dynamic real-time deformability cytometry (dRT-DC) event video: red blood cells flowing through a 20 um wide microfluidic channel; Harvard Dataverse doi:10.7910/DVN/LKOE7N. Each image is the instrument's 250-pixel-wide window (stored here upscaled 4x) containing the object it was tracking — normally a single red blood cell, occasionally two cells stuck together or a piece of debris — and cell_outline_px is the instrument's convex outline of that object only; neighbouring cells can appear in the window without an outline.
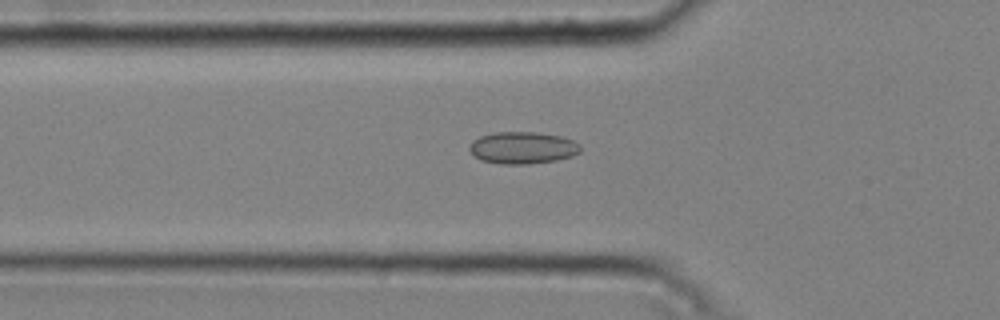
{"species": "common noctule bat (a hibernating species)", "species_latin": "Nyctalus noctula", "temperature_condition": "cold", "stored_images_in_passage": 48, "camera_frame_rate_fps": 3000, "um_per_image_px": 0.085, "animal": {"sex": "male", "body_mass_g": 20.4}, "frame": {"image": 1, "passage_image": 17, "time_ms": 5.333, "image_size_px": [1000, 320], "cell_outline_px": [[580, 152], [572, 156], [556, 160], [528, 164], [500, 164], [480, 160], [468, 148], [472, 140], [480, 136], [496, 132], [536, 132], [560, 136], [572, 140], [580, 144]], "centroid_in_image_um": [44.42, 12.56], "position_along_channel_um": 81.4, "area_um2": 20.69}}
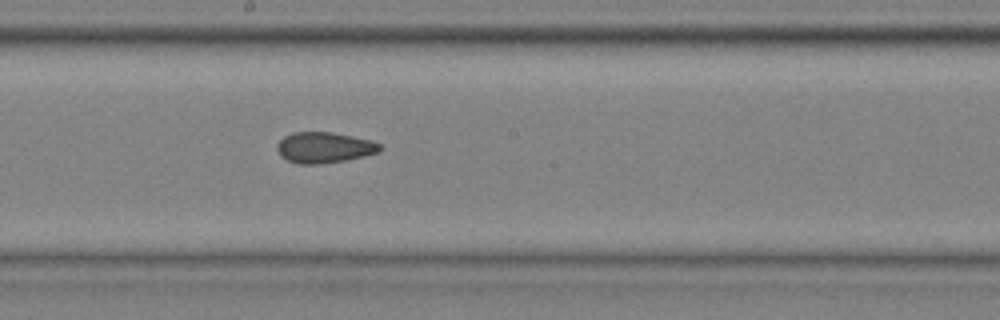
{"frame": {"image": 2, "passage_image": 28, "time_ms": 9.0, "image_size_px": [1000, 320], "cell_outline_px": [[384, 148], [380, 152], [364, 156], [344, 160], [320, 164], [300, 164], [288, 160], [280, 156], [276, 148], [276, 144], [284, 136], [292, 132], [328, 132], [352, 136], [372, 140], [380, 144]], "centroid_in_image_um": [27.56, 12.54], "position_along_channel_um": 220.6, "area_um2": 18.55}}
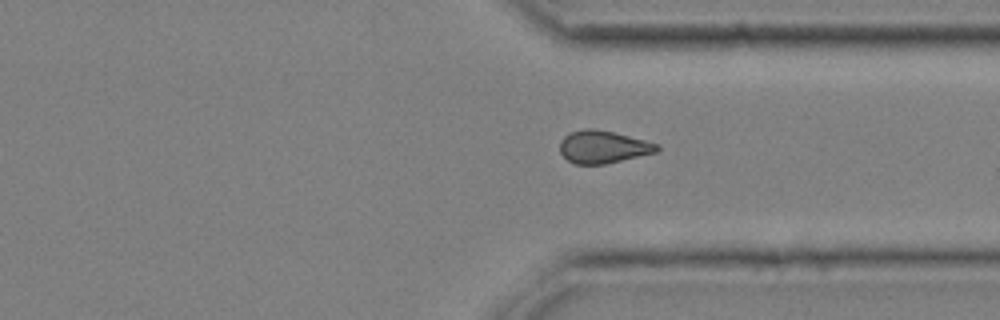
{"frame": {"image": 3, "passage_image": 39, "time_ms": 12.667, "image_size_px": [1000, 320], "cell_outline_px": [[660, 148], [656, 152], [604, 164], [572, 164], [560, 152], [560, 140], [564, 136], [572, 132], [584, 128], [596, 128], [660, 144]], "centroid_in_image_um": [51.24, 12.48], "position_along_channel_um": 360.2, "area_um2": 18.32}, "authors_computed_cell_mechanics": {"area_um2": 19.0451, "velocity_mm_per_s": 3.787, "shape_relaxation_time_tau1_ms": null, "shape_relaxation_time_tau2_ms": 4.1529, "deformation_change_tau1": null, "deformation_change_tau2": 0.097}}